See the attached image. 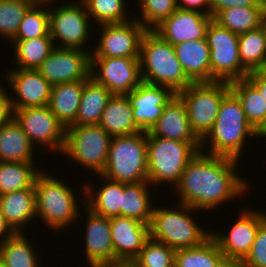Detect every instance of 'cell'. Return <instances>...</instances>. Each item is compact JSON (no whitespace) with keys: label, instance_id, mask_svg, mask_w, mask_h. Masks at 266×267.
Instances as JSON below:
<instances>
[{"label":"cell","instance_id":"6da1fadb","mask_svg":"<svg viewBox=\"0 0 266 267\" xmlns=\"http://www.w3.org/2000/svg\"><path fill=\"white\" fill-rule=\"evenodd\" d=\"M238 161L198 151L173 188L180 198L176 204L200 211H215L229 200L241 199L249 190L250 183L237 173Z\"/></svg>","mask_w":266,"mask_h":267},{"label":"cell","instance_id":"7a4b0ae2","mask_svg":"<svg viewBox=\"0 0 266 267\" xmlns=\"http://www.w3.org/2000/svg\"><path fill=\"white\" fill-rule=\"evenodd\" d=\"M250 137L257 139V132L248 123L239 99L230 90L220 103L212 129L201 140L200 151L240 160L242 151L246 150L244 143Z\"/></svg>","mask_w":266,"mask_h":267},{"label":"cell","instance_id":"3957f363","mask_svg":"<svg viewBox=\"0 0 266 267\" xmlns=\"http://www.w3.org/2000/svg\"><path fill=\"white\" fill-rule=\"evenodd\" d=\"M142 81L171 88L176 94L193 83L180 64L173 45L153 30H147L140 44Z\"/></svg>","mask_w":266,"mask_h":267},{"label":"cell","instance_id":"277c9868","mask_svg":"<svg viewBox=\"0 0 266 267\" xmlns=\"http://www.w3.org/2000/svg\"><path fill=\"white\" fill-rule=\"evenodd\" d=\"M44 170L36 178V217H40L49 230L57 232L70 227L82 214L74 187L65 184L61 178L52 177L51 171ZM74 191H73V190ZM73 223V224H72Z\"/></svg>","mask_w":266,"mask_h":267},{"label":"cell","instance_id":"5b68a950","mask_svg":"<svg viewBox=\"0 0 266 267\" xmlns=\"http://www.w3.org/2000/svg\"><path fill=\"white\" fill-rule=\"evenodd\" d=\"M149 223V237L166 244L175 251L195 247L205 242L210 236V230H205L191 215L196 210L179 203L174 208L168 206L156 207ZM178 208V209H177Z\"/></svg>","mask_w":266,"mask_h":267},{"label":"cell","instance_id":"8992f818","mask_svg":"<svg viewBox=\"0 0 266 267\" xmlns=\"http://www.w3.org/2000/svg\"><path fill=\"white\" fill-rule=\"evenodd\" d=\"M101 175L126 184L148 181L147 132L113 136Z\"/></svg>","mask_w":266,"mask_h":267},{"label":"cell","instance_id":"52a82bcc","mask_svg":"<svg viewBox=\"0 0 266 267\" xmlns=\"http://www.w3.org/2000/svg\"><path fill=\"white\" fill-rule=\"evenodd\" d=\"M200 146L201 143L147 136L148 181L151 186H176L187 163L200 151Z\"/></svg>","mask_w":266,"mask_h":267},{"label":"cell","instance_id":"ba28073f","mask_svg":"<svg viewBox=\"0 0 266 267\" xmlns=\"http://www.w3.org/2000/svg\"><path fill=\"white\" fill-rule=\"evenodd\" d=\"M112 136L100 125H79L66 128L62 155L87 168L92 174H101L106 166Z\"/></svg>","mask_w":266,"mask_h":267},{"label":"cell","instance_id":"9c48e42d","mask_svg":"<svg viewBox=\"0 0 266 267\" xmlns=\"http://www.w3.org/2000/svg\"><path fill=\"white\" fill-rule=\"evenodd\" d=\"M63 3H57L56 6L55 4L49 5L50 36L55 47L92 52L91 47L86 48V43H89V36H92V20L87 13L84 2L73 0Z\"/></svg>","mask_w":266,"mask_h":267},{"label":"cell","instance_id":"30bf717a","mask_svg":"<svg viewBox=\"0 0 266 267\" xmlns=\"http://www.w3.org/2000/svg\"><path fill=\"white\" fill-rule=\"evenodd\" d=\"M230 91V84L224 81L191 83L177 93L185 104L193 132L202 140L212 129L220 103Z\"/></svg>","mask_w":266,"mask_h":267},{"label":"cell","instance_id":"8fae6325","mask_svg":"<svg viewBox=\"0 0 266 267\" xmlns=\"http://www.w3.org/2000/svg\"><path fill=\"white\" fill-rule=\"evenodd\" d=\"M205 38L210 49L211 82L230 83L247 77L249 72L240 62L238 34L221 27L212 19Z\"/></svg>","mask_w":266,"mask_h":267},{"label":"cell","instance_id":"7c38bea8","mask_svg":"<svg viewBox=\"0 0 266 267\" xmlns=\"http://www.w3.org/2000/svg\"><path fill=\"white\" fill-rule=\"evenodd\" d=\"M13 111L15 120L34 145L62 154L66 128L47 105Z\"/></svg>","mask_w":266,"mask_h":267},{"label":"cell","instance_id":"4fadbf2b","mask_svg":"<svg viewBox=\"0 0 266 267\" xmlns=\"http://www.w3.org/2000/svg\"><path fill=\"white\" fill-rule=\"evenodd\" d=\"M99 26L98 43L92 47L91 57H140L141 39L147 29L135 17L124 23Z\"/></svg>","mask_w":266,"mask_h":267},{"label":"cell","instance_id":"5bb4252c","mask_svg":"<svg viewBox=\"0 0 266 267\" xmlns=\"http://www.w3.org/2000/svg\"><path fill=\"white\" fill-rule=\"evenodd\" d=\"M91 77L113 95H127L142 82L140 59L91 57Z\"/></svg>","mask_w":266,"mask_h":267},{"label":"cell","instance_id":"9a60e30c","mask_svg":"<svg viewBox=\"0 0 266 267\" xmlns=\"http://www.w3.org/2000/svg\"><path fill=\"white\" fill-rule=\"evenodd\" d=\"M232 227L226 232H213L211 236L217 242L225 258L242 262L250 252L259 226L266 220V212L256 208H243ZM224 233V234H223Z\"/></svg>","mask_w":266,"mask_h":267},{"label":"cell","instance_id":"2e32d148","mask_svg":"<svg viewBox=\"0 0 266 267\" xmlns=\"http://www.w3.org/2000/svg\"><path fill=\"white\" fill-rule=\"evenodd\" d=\"M52 86L91 77V52L55 47L37 69Z\"/></svg>","mask_w":266,"mask_h":267},{"label":"cell","instance_id":"e0dca14e","mask_svg":"<svg viewBox=\"0 0 266 267\" xmlns=\"http://www.w3.org/2000/svg\"><path fill=\"white\" fill-rule=\"evenodd\" d=\"M176 93L169 87L141 82L126 96L130 102L137 128L149 132Z\"/></svg>","mask_w":266,"mask_h":267},{"label":"cell","instance_id":"ac0fdd59","mask_svg":"<svg viewBox=\"0 0 266 267\" xmlns=\"http://www.w3.org/2000/svg\"><path fill=\"white\" fill-rule=\"evenodd\" d=\"M3 78L17 96H11L13 110L48 105L52 85L38 70L10 69Z\"/></svg>","mask_w":266,"mask_h":267},{"label":"cell","instance_id":"d6986e66","mask_svg":"<svg viewBox=\"0 0 266 267\" xmlns=\"http://www.w3.org/2000/svg\"><path fill=\"white\" fill-rule=\"evenodd\" d=\"M212 19L211 16L198 11L177 8L153 31L171 45L206 39V30Z\"/></svg>","mask_w":266,"mask_h":267},{"label":"cell","instance_id":"ffe728a7","mask_svg":"<svg viewBox=\"0 0 266 267\" xmlns=\"http://www.w3.org/2000/svg\"><path fill=\"white\" fill-rule=\"evenodd\" d=\"M84 214L86 228L83 231L85 239V257L87 265L116 261L114 247L111 238L110 218L94 214L88 208Z\"/></svg>","mask_w":266,"mask_h":267},{"label":"cell","instance_id":"44dd1931","mask_svg":"<svg viewBox=\"0 0 266 267\" xmlns=\"http://www.w3.org/2000/svg\"><path fill=\"white\" fill-rule=\"evenodd\" d=\"M110 225L115 258L133 261L149 238V225L126 216L110 218Z\"/></svg>","mask_w":266,"mask_h":267},{"label":"cell","instance_id":"7402d4cb","mask_svg":"<svg viewBox=\"0 0 266 267\" xmlns=\"http://www.w3.org/2000/svg\"><path fill=\"white\" fill-rule=\"evenodd\" d=\"M147 136H157L181 142L201 143L193 132L182 99L176 94L166 105L163 114L147 132Z\"/></svg>","mask_w":266,"mask_h":267},{"label":"cell","instance_id":"603a6c76","mask_svg":"<svg viewBox=\"0 0 266 267\" xmlns=\"http://www.w3.org/2000/svg\"><path fill=\"white\" fill-rule=\"evenodd\" d=\"M100 179L103 180L104 184L100 185L99 189H93V185L86 182L81 187L83 190L82 204L88 208L91 212L96 215L112 218L121 216V206H122V191L124 189V183L112 181L101 174H99ZM86 198V199H85Z\"/></svg>","mask_w":266,"mask_h":267},{"label":"cell","instance_id":"cb8c5ba5","mask_svg":"<svg viewBox=\"0 0 266 267\" xmlns=\"http://www.w3.org/2000/svg\"><path fill=\"white\" fill-rule=\"evenodd\" d=\"M187 77L193 83L211 82L210 49L206 39L173 45Z\"/></svg>","mask_w":266,"mask_h":267},{"label":"cell","instance_id":"d4e9b609","mask_svg":"<svg viewBox=\"0 0 266 267\" xmlns=\"http://www.w3.org/2000/svg\"><path fill=\"white\" fill-rule=\"evenodd\" d=\"M0 209L7 222L16 232L26 233L25 229L27 228L25 226L28 225L27 223L37 220L35 187L1 195Z\"/></svg>","mask_w":266,"mask_h":267},{"label":"cell","instance_id":"484cf974","mask_svg":"<svg viewBox=\"0 0 266 267\" xmlns=\"http://www.w3.org/2000/svg\"><path fill=\"white\" fill-rule=\"evenodd\" d=\"M35 145L13 117L0 126V162H36Z\"/></svg>","mask_w":266,"mask_h":267},{"label":"cell","instance_id":"4316f807","mask_svg":"<svg viewBox=\"0 0 266 267\" xmlns=\"http://www.w3.org/2000/svg\"><path fill=\"white\" fill-rule=\"evenodd\" d=\"M99 125L112 137L140 132L126 95H113L110 98L100 116Z\"/></svg>","mask_w":266,"mask_h":267},{"label":"cell","instance_id":"83f0119b","mask_svg":"<svg viewBox=\"0 0 266 267\" xmlns=\"http://www.w3.org/2000/svg\"><path fill=\"white\" fill-rule=\"evenodd\" d=\"M85 81L66 82L53 85L48 107L56 118L69 127L76 119Z\"/></svg>","mask_w":266,"mask_h":267},{"label":"cell","instance_id":"f1b7e54d","mask_svg":"<svg viewBox=\"0 0 266 267\" xmlns=\"http://www.w3.org/2000/svg\"><path fill=\"white\" fill-rule=\"evenodd\" d=\"M113 94L92 77L84 83L75 121L70 126L99 125V119Z\"/></svg>","mask_w":266,"mask_h":267},{"label":"cell","instance_id":"f546056e","mask_svg":"<svg viewBox=\"0 0 266 267\" xmlns=\"http://www.w3.org/2000/svg\"><path fill=\"white\" fill-rule=\"evenodd\" d=\"M150 185L149 181L124 183L121 216L133 218L149 225L154 210V202L149 190Z\"/></svg>","mask_w":266,"mask_h":267},{"label":"cell","instance_id":"4dcf8cb0","mask_svg":"<svg viewBox=\"0 0 266 267\" xmlns=\"http://www.w3.org/2000/svg\"><path fill=\"white\" fill-rule=\"evenodd\" d=\"M27 236L24 232H17L0 244V263L4 267H40L39 253Z\"/></svg>","mask_w":266,"mask_h":267},{"label":"cell","instance_id":"1f68e13d","mask_svg":"<svg viewBox=\"0 0 266 267\" xmlns=\"http://www.w3.org/2000/svg\"><path fill=\"white\" fill-rule=\"evenodd\" d=\"M230 90L239 99L248 123L258 132L266 122V100L247 79L230 82Z\"/></svg>","mask_w":266,"mask_h":267},{"label":"cell","instance_id":"d6a6232c","mask_svg":"<svg viewBox=\"0 0 266 267\" xmlns=\"http://www.w3.org/2000/svg\"><path fill=\"white\" fill-rule=\"evenodd\" d=\"M11 44L12 48H14L13 63H16V66L10 69L37 70L42 62L55 48L54 41L51 37H38L28 40H12Z\"/></svg>","mask_w":266,"mask_h":267},{"label":"cell","instance_id":"836d02e7","mask_svg":"<svg viewBox=\"0 0 266 267\" xmlns=\"http://www.w3.org/2000/svg\"><path fill=\"white\" fill-rule=\"evenodd\" d=\"M35 162H0V196L9 192L33 188L44 170Z\"/></svg>","mask_w":266,"mask_h":267},{"label":"cell","instance_id":"e575fe53","mask_svg":"<svg viewBox=\"0 0 266 267\" xmlns=\"http://www.w3.org/2000/svg\"><path fill=\"white\" fill-rule=\"evenodd\" d=\"M264 12V7H232L220 11L213 20L240 35L260 27Z\"/></svg>","mask_w":266,"mask_h":267},{"label":"cell","instance_id":"d590c367","mask_svg":"<svg viewBox=\"0 0 266 267\" xmlns=\"http://www.w3.org/2000/svg\"><path fill=\"white\" fill-rule=\"evenodd\" d=\"M224 258L210 236L198 246L176 250L174 267H216Z\"/></svg>","mask_w":266,"mask_h":267},{"label":"cell","instance_id":"8d00e7d4","mask_svg":"<svg viewBox=\"0 0 266 267\" xmlns=\"http://www.w3.org/2000/svg\"><path fill=\"white\" fill-rule=\"evenodd\" d=\"M239 56L248 71L263 70L266 65V41L260 27L239 35Z\"/></svg>","mask_w":266,"mask_h":267},{"label":"cell","instance_id":"74e56055","mask_svg":"<svg viewBox=\"0 0 266 267\" xmlns=\"http://www.w3.org/2000/svg\"><path fill=\"white\" fill-rule=\"evenodd\" d=\"M90 19L98 25L124 23L132 18L126 10L125 0H82Z\"/></svg>","mask_w":266,"mask_h":267},{"label":"cell","instance_id":"f35d334b","mask_svg":"<svg viewBox=\"0 0 266 267\" xmlns=\"http://www.w3.org/2000/svg\"><path fill=\"white\" fill-rule=\"evenodd\" d=\"M33 4L25 13L13 40H28L50 36L49 6ZM48 7V8H47Z\"/></svg>","mask_w":266,"mask_h":267},{"label":"cell","instance_id":"ab89813d","mask_svg":"<svg viewBox=\"0 0 266 267\" xmlns=\"http://www.w3.org/2000/svg\"><path fill=\"white\" fill-rule=\"evenodd\" d=\"M32 0H0V36L11 42Z\"/></svg>","mask_w":266,"mask_h":267},{"label":"cell","instance_id":"60d3db41","mask_svg":"<svg viewBox=\"0 0 266 267\" xmlns=\"http://www.w3.org/2000/svg\"><path fill=\"white\" fill-rule=\"evenodd\" d=\"M175 254L173 248L149 237L133 262L135 267H174Z\"/></svg>","mask_w":266,"mask_h":267},{"label":"cell","instance_id":"b9f144b4","mask_svg":"<svg viewBox=\"0 0 266 267\" xmlns=\"http://www.w3.org/2000/svg\"><path fill=\"white\" fill-rule=\"evenodd\" d=\"M140 14L134 15L147 30H153L177 10L176 0H139ZM141 17H140V16Z\"/></svg>","mask_w":266,"mask_h":267},{"label":"cell","instance_id":"7bdbcfd3","mask_svg":"<svg viewBox=\"0 0 266 267\" xmlns=\"http://www.w3.org/2000/svg\"><path fill=\"white\" fill-rule=\"evenodd\" d=\"M241 264L242 267H266V220L259 226L250 252Z\"/></svg>","mask_w":266,"mask_h":267},{"label":"cell","instance_id":"ee69618b","mask_svg":"<svg viewBox=\"0 0 266 267\" xmlns=\"http://www.w3.org/2000/svg\"><path fill=\"white\" fill-rule=\"evenodd\" d=\"M210 16L214 18L220 11L232 7H263L255 0H209Z\"/></svg>","mask_w":266,"mask_h":267},{"label":"cell","instance_id":"f6af8a7d","mask_svg":"<svg viewBox=\"0 0 266 267\" xmlns=\"http://www.w3.org/2000/svg\"><path fill=\"white\" fill-rule=\"evenodd\" d=\"M0 82V126L6 124L14 117V111L11 103V94L6 92L5 86ZM4 86V88H3Z\"/></svg>","mask_w":266,"mask_h":267},{"label":"cell","instance_id":"bcb514c9","mask_svg":"<svg viewBox=\"0 0 266 267\" xmlns=\"http://www.w3.org/2000/svg\"><path fill=\"white\" fill-rule=\"evenodd\" d=\"M177 8L193 10L210 16L209 0H176Z\"/></svg>","mask_w":266,"mask_h":267},{"label":"cell","instance_id":"7dc6e473","mask_svg":"<svg viewBox=\"0 0 266 267\" xmlns=\"http://www.w3.org/2000/svg\"><path fill=\"white\" fill-rule=\"evenodd\" d=\"M266 100V73L263 70L249 72L246 77Z\"/></svg>","mask_w":266,"mask_h":267},{"label":"cell","instance_id":"c3c4849f","mask_svg":"<svg viewBox=\"0 0 266 267\" xmlns=\"http://www.w3.org/2000/svg\"><path fill=\"white\" fill-rule=\"evenodd\" d=\"M17 232L10 226L0 209V244L8 238L14 236Z\"/></svg>","mask_w":266,"mask_h":267},{"label":"cell","instance_id":"681fc988","mask_svg":"<svg viewBox=\"0 0 266 267\" xmlns=\"http://www.w3.org/2000/svg\"><path fill=\"white\" fill-rule=\"evenodd\" d=\"M88 267H135V265L134 262L130 260H116L111 262L89 265Z\"/></svg>","mask_w":266,"mask_h":267},{"label":"cell","instance_id":"f907efd6","mask_svg":"<svg viewBox=\"0 0 266 267\" xmlns=\"http://www.w3.org/2000/svg\"><path fill=\"white\" fill-rule=\"evenodd\" d=\"M216 267H242L241 262L224 258Z\"/></svg>","mask_w":266,"mask_h":267},{"label":"cell","instance_id":"816d5d0a","mask_svg":"<svg viewBox=\"0 0 266 267\" xmlns=\"http://www.w3.org/2000/svg\"><path fill=\"white\" fill-rule=\"evenodd\" d=\"M266 138V122L263 127L257 132V138Z\"/></svg>","mask_w":266,"mask_h":267},{"label":"cell","instance_id":"f5cc1de1","mask_svg":"<svg viewBox=\"0 0 266 267\" xmlns=\"http://www.w3.org/2000/svg\"><path fill=\"white\" fill-rule=\"evenodd\" d=\"M261 28L265 35V41H266V11L263 14L262 21H261Z\"/></svg>","mask_w":266,"mask_h":267},{"label":"cell","instance_id":"db71d44e","mask_svg":"<svg viewBox=\"0 0 266 267\" xmlns=\"http://www.w3.org/2000/svg\"><path fill=\"white\" fill-rule=\"evenodd\" d=\"M34 4H48L50 5L51 3L53 4L55 1L58 0H32Z\"/></svg>","mask_w":266,"mask_h":267},{"label":"cell","instance_id":"11a10c76","mask_svg":"<svg viewBox=\"0 0 266 267\" xmlns=\"http://www.w3.org/2000/svg\"><path fill=\"white\" fill-rule=\"evenodd\" d=\"M256 3L262 5L266 11V0H255Z\"/></svg>","mask_w":266,"mask_h":267}]
</instances>
